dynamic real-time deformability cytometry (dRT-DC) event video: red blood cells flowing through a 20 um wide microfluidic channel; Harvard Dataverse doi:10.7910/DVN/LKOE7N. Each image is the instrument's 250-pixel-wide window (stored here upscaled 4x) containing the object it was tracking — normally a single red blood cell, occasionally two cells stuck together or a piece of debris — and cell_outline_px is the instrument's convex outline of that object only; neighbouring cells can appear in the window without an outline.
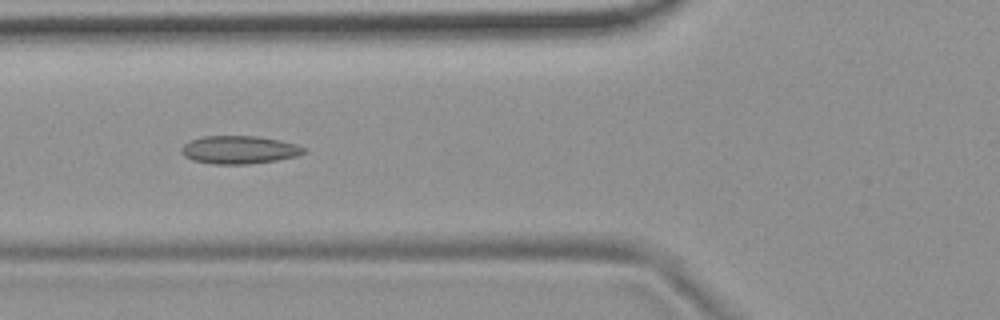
{"species": "common noctule bat (a hibernating species)", "species_latin": "Nyctalus noctula", "temperature_condition": "room temperature", "stored_images_in_passage": 38, "camera_frame_rate_fps": 3000, "um_per_image_px": 0.085, "animal": {"sex": "female", "body_mass_g": 19.9}, "frame": {"image": 1, "passage_image": 4, "time_ms": 1.0, "image_size_px": [1000, 320], "cell_outline_px": [[308, 152], [296, 156], [276, 160], [248, 164], [212, 164], [192, 160], [184, 156], [180, 152], [180, 148], [184, 144], [192, 140], [204, 136], [256, 136], [280, 140], [296, 144], [308, 148]], "centroid_in_image_um": [20.35, 12.73], "position_along_channel_um": 105.4, "area_um2": 20.11}}
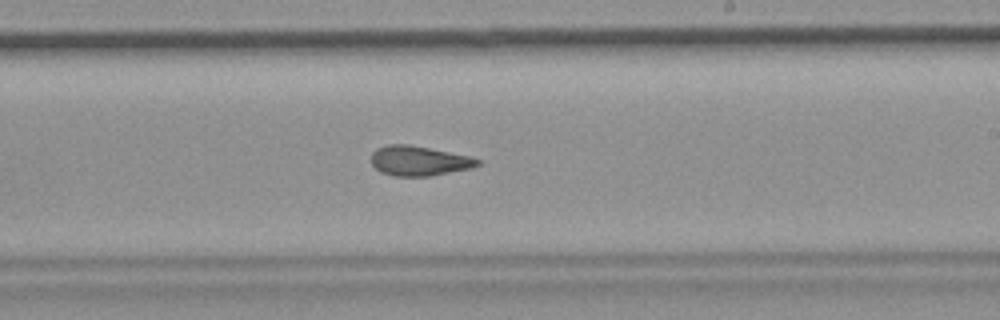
{"frame": {"image": 2, "passage_image": 16, "time_ms": 5.0, "image_size_px": [1000, 320], "cell_outline_px": [[480, 164], [472, 168], [432, 176], [396, 176], [380, 172], [372, 164], [372, 152], [376, 148], [388, 144], [408, 144], [468, 156], [480, 160]], "centroid_in_image_um": [35.6, 13.68], "position_along_channel_um": 253.4, "area_um2": 18.38}}
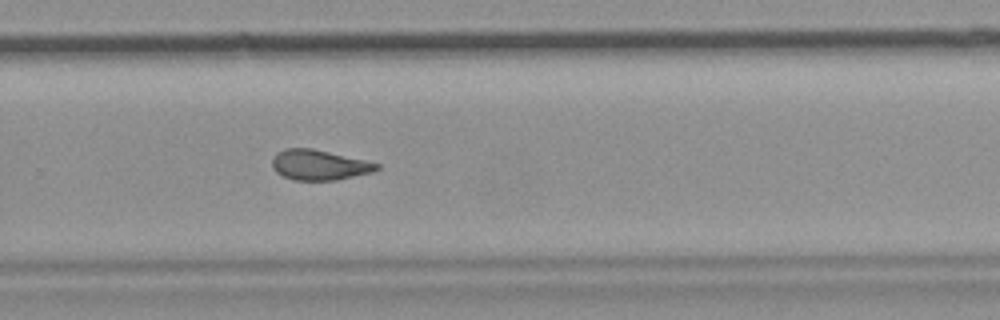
{"frame": {"image": 3, "passage_image": 20, "time_ms": 6.333, "image_size_px": [1000, 320], "cell_outline_px": [[380, 168], [372, 172], [336, 180], [292, 180], [276, 172], [272, 168], [272, 156], [276, 152], [284, 148], [312, 148], [364, 160], [380, 164]], "centroid_in_image_um": [27.08, 14.01], "position_along_channel_um": 302.7, "area_um2": 18.44}, "authors_computed_cell_mechanics": {"area_um2": 18.8717, "velocity_mm_per_s": 3.6982, "shape_relaxation_time_tau1_ms": null, "shape_relaxation_time_tau2_ms": 1.9416, "deformation_change_tau1": null, "deformation_change_tau2": 0.0768}}